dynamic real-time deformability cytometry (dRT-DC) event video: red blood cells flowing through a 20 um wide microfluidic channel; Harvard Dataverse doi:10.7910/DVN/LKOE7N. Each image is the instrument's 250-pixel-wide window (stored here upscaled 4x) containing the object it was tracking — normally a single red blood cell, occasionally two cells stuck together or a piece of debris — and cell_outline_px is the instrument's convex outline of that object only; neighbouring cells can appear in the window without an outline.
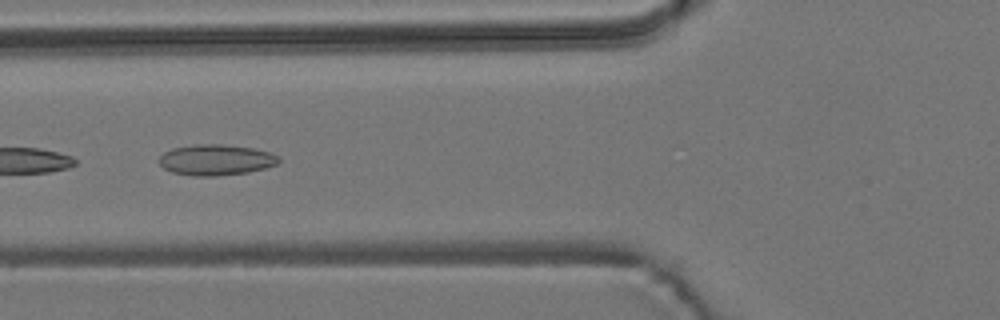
{"species": "common noctule bat (a hibernating species)", "species_latin": "Nyctalus noctula", "temperature_condition": "room temperature", "stored_images_in_passage": 6, "camera_frame_rate_fps": 3000, "um_per_image_px": 0.085, "animal": {"sex": "male", "body_mass_g": 19.2, "forearm_length_mm": 51.8}, "frame": {"image": 1, "passage_image": 6, "time_ms": 5.667, "image_size_px": [1000, 320], "cell_outline_px": [[280, 160], [276, 164], [264, 168], [248, 172], [216, 176], [192, 176], [172, 172], [164, 168], [160, 164], [160, 156], [164, 152], [172, 148], [196, 144], [224, 144], [252, 148], [268, 152], [280, 156]], "centroid_in_image_um": [18.34, 13.59], "position_along_channel_um": 107.5, "area_um2": 21.44}}